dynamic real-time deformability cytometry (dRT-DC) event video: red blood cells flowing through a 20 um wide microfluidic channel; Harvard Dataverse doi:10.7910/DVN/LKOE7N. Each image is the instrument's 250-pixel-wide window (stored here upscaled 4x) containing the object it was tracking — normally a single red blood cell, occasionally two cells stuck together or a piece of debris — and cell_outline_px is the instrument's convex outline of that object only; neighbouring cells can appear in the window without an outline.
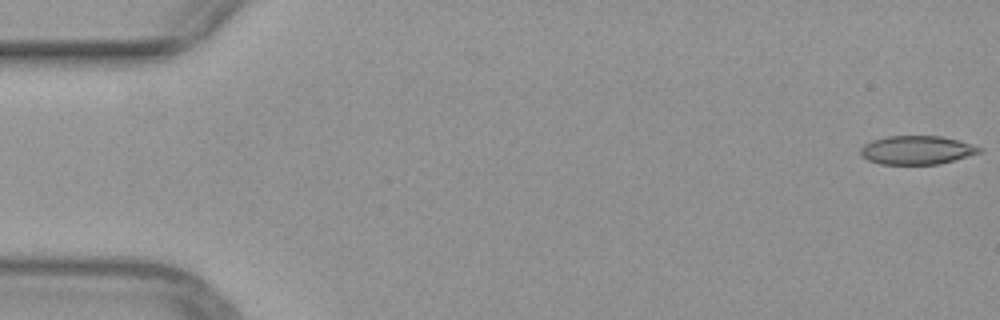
{"species": "common noctule bat (a hibernating species)", "species_latin": "Nyctalus noctula", "temperature_condition": "warm", "stored_images_in_passage": 46, "camera_frame_rate_fps": 3000, "um_per_image_px": 0.085, "animal": {"sex": "female", "body_mass_g": 29.2, "forearm_length_mm": 56.3}, "frame": {"image": 1, "passage_image": 1, "time_ms": 0.0, "image_size_px": [1000, 320], "cell_outline_px": [[984, 148], [980, 152], [940, 164], [880, 164], [868, 160], [860, 156], [860, 148], [864, 144], [872, 140], [888, 136], [940, 136], [972, 144]], "centroid_in_image_um": [77.89, 12.76], "position_along_channel_um": 7.1, "area_um2": 19.77}}
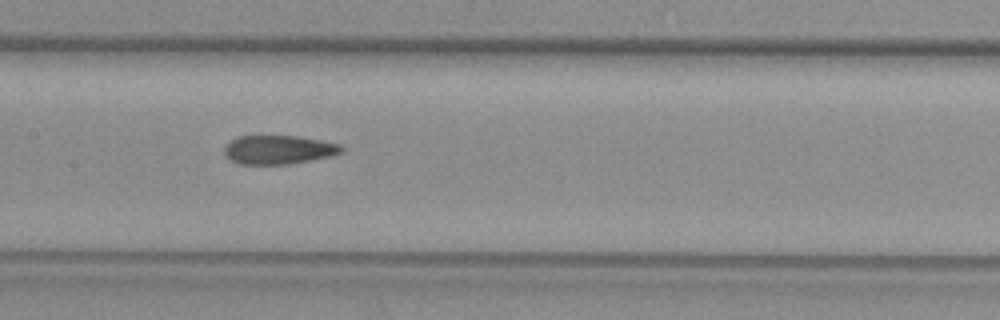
{"frame": {"image": 2, "passage_image": 25, "time_ms": 8.0, "image_size_px": [1000, 320], "cell_outline_px": [[344, 152], [332, 156], [288, 164], [240, 164], [232, 160], [224, 152], [224, 148], [236, 136], [296, 136], [320, 140], [340, 144], [344, 148]], "centroid_in_image_um": [23.72, 12.72], "position_along_channel_um": 183.7, "area_um2": 19.54}}
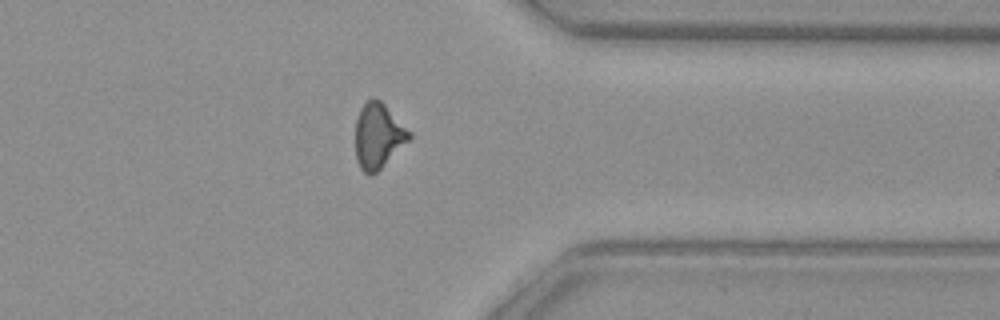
{"frame": {"image": 3, "passage_image": 40, "time_ms": 13.0, "image_size_px": [1000, 320], "cell_outline_px": [[412, 136], [372, 176], [368, 176], [360, 168], [356, 160], [356, 120], [360, 108], [372, 96], [380, 100], [412, 132]], "centroid_in_image_um": [32.13, 11.53], "position_along_channel_um": 379.3, "area_um2": 20.23}}